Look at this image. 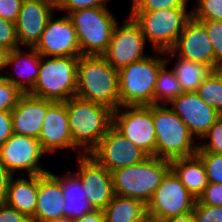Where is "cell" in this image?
<instances>
[{"label": "cell", "mask_w": 222, "mask_h": 222, "mask_svg": "<svg viewBox=\"0 0 222 222\" xmlns=\"http://www.w3.org/2000/svg\"><path fill=\"white\" fill-rule=\"evenodd\" d=\"M73 144L89 154L113 126V112L106 105L72 97L66 101Z\"/></svg>", "instance_id": "obj_1"}, {"label": "cell", "mask_w": 222, "mask_h": 222, "mask_svg": "<svg viewBox=\"0 0 222 222\" xmlns=\"http://www.w3.org/2000/svg\"><path fill=\"white\" fill-rule=\"evenodd\" d=\"M76 97L116 110L120 107L118 70L103 55H81Z\"/></svg>", "instance_id": "obj_2"}, {"label": "cell", "mask_w": 222, "mask_h": 222, "mask_svg": "<svg viewBox=\"0 0 222 222\" xmlns=\"http://www.w3.org/2000/svg\"><path fill=\"white\" fill-rule=\"evenodd\" d=\"M154 52L118 71L120 106L154 105L157 75L166 64L165 52Z\"/></svg>", "instance_id": "obj_3"}, {"label": "cell", "mask_w": 222, "mask_h": 222, "mask_svg": "<svg viewBox=\"0 0 222 222\" xmlns=\"http://www.w3.org/2000/svg\"><path fill=\"white\" fill-rule=\"evenodd\" d=\"M167 104L152 105L156 131V157L172 160L196 155L198 141ZM197 142V143H196Z\"/></svg>", "instance_id": "obj_4"}, {"label": "cell", "mask_w": 222, "mask_h": 222, "mask_svg": "<svg viewBox=\"0 0 222 222\" xmlns=\"http://www.w3.org/2000/svg\"><path fill=\"white\" fill-rule=\"evenodd\" d=\"M170 170V160L148 156L138 164L111 172L114 193L147 204Z\"/></svg>", "instance_id": "obj_5"}, {"label": "cell", "mask_w": 222, "mask_h": 222, "mask_svg": "<svg viewBox=\"0 0 222 222\" xmlns=\"http://www.w3.org/2000/svg\"><path fill=\"white\" fill-rule=\"evenodd\" d=\"M79 57L41 56L37 82L29 94L51 100L65 102L76 96Z\"/></svg>", "instance_id": "obj_6"}, {"label": "cell", "mask_w": 222, "mask_h": 222, "mask_svg": "<svg viewBox=\"0 0 222 222\" xmlns=\"http://www.w3.org/2000/svg\"><path fill=\"white\" fill-rule=\"evenodd\" d=\"M108 7L79 9L68 14L78 38L81 55H103L119 22Z\"/></svg>", "instance_id": "obj_7"}, {"label": "cell", "mask_w": 222, "mask_h": 222, "mask_svg": "<svg viewBox=\"0 0 222 222\" xmlns=\"http://www.w3.org/2000/svg\"><path fill=\"white\" fill-rule=\"evenodd\" d=\"M153 51H168L192 17L191 9H160L152 12H129Z\"/></svg>", "instance_id": "obj_8"}, {"label": "cell", "mask_w": 222, "mask_h": 222, "mask_svg": "<svg viewBox=\"0 0 222 222\" xmlns=\"http://www.w3.org/2000/svg\"><path fill=\"white\" fill-rule=\"evenodd\" d=\"M113 127L148 156L156 157L152 105L120 106L113 112Z\"/></svg>", "instance_id": "obj_9"}, {"label": "cell", "mask_w": 222, "mask_h": 222, "mask_svg": "<svg viewBox=\"0 0 222 222\" xmlns=\"http://www.w3.org/2000/svg\"><path fill=\"white\" fill-rule=\"evenodd\" d=\"M195 202L196 199L170 170L146 204V212L150 217L165 220L193 211Z\"/></svg>", "instance_id": "obj_10"}, {"label": "cell", "mask_w": 222, "mask_h": 222, "mask_svg": "<svg viewBox=\"0 0 222 222\" xmlns=\"http://www.w3.org/2000/svg\"><path fill=\"white\" fill-rule=\"evenodd\" d=\"M117 22L113 28L111 41L103 54L107 62L116 70H120L133 62L144 59L145 37L137 23L128 15L123 24Z\"/></svg>", "instance_id": "obj_11"}, {"label": "cell", "mask_w": 222, "mask_h": 222, "mask_svg": "<svg viewBox=\"0 0 222 222\" xmlns=\"http://www.w3.org/2000/svg\"><path fill=\"white\" fill-rule=\"evenodd\" d=\"M47 154L41 147L38 139L12 134V136L0 146V160L6 168L16 175L17 171H26L28 175H39L49 172L40 164L43 155Z\"/></svg>", "instance_id": "obj_12"}, {"label": "cell", "mask_w": 222, "mask_h": 222, "mask_svg": "<svg viewBox=\"0 0 222 222\" xmlns=\"http://www.w3.org/2000/svg\"><path fill=\"white\" fill-rule=\"evenodd\" d=\"M110 173L144 161L148 155L120 134L113 126L89 153Z\"/></svg>", "instance_id": "obj_13"}, {"label": "cell", "mask_w": 222, "mask_h": 222, "mask_svg": "<svg viewBox=\"0 0 222 222\" xmlns=\"http://www.w3.org/2000/svg\"><path fill=\"white\" fill-rule=\"evenodd\" d=\"M55 13L49 18L40 40L33 47L40 56L80 57L78 38L68 15L55 19Z\"/></svg>", "instance_id": "obj_14"}, {"label": "cell", "mask_w": 222, "mask_h": 222, "mask_svg": "<svg viewBox=\"0 0 222 222\" xmlns=\"http://www.w3.org/2000/svg\"><path fill=\"white\" fill-rule=\"evenodd\" d=\"M77 160L78 171L74 173L82 182L87 199L95 209L103 210L115 195L112 174L89 154L79 155Z\"/></svg>", "instance_id": "obj_15"}, {"label": "cell", "mask_w": 222, "mask_h": 222, "mask_svg": "<svg viewBox=\"0 0 222 222\" xmlns=\"http://www.w3.org/2000/svg\"><path fill=\"white\" fill-rule=\"evenodd\" d=\"M188 127L197 141L221 116L214 108L208 106L196 92H183L168 104Z\"/></svg>", "instance_id": "obj_16"}, {"label": "cell", "mask_w": 222, "mask_h": 222, "mask_svg": "<svg viewBox=\"0 0 222 222\" xmlns=\"http://www.w3.org/2000/svg\"><path fill=\"white\" fill-rule=\"evenodd\" d=\"M57 6L47 0H23L15 22L20 47H34L40 40L49 18Z\"/></svg>", "instance_id": "obj_17"}, {"label": "cell", "mask_w": 222, "mask_h": 222, "mask_svg": "<svg viewBox=\"0 0 222 222\" xmlns=\"http://www.w3.org/2000/svg\"><path fill=\"white\" fill-rule=\"evenodd\" d=\"M170 51L177 57L199 62L214 70V49L205 26L191 17Z\"/></svg>", "instance_id": "obj_18"}, {"label": "cell", "mask_w": 222, "mask_h": 222, "mask_svg": "<svg viewBox=\"0 0 222 222\" xmlns=\"http://www.w3.org/2000/svg\"><path fill=\"white\" fill-rule=\"evenodd\" d=\"M42 149L52 154L62 149L83 153L73 144L65 102H54L47 110L38 138Z\"/></svg>", "instance_id": "obj_19"}, {"label": "cell", "mask_w": 222, "mask_h": 222, "mask_svg": "<svg viewBox=\"0 0 222 222\" xmlns=\"http://www.w3.org/2000/svg\"><path fill=\"white\" fill-rule=\"evenodd\" d=\"M53 103L51 100L23 93L11 111L13 133L38 139L46 112Z\"/></svg>", "instance_id": "obj_20"}, {"label": "cell", "mask_w": 222, "mask_h": 222, "mask_svg": "<svg viewBox=\"0 0 222 222\" xmlns=\"http://www.w3.org/2000/svg\"><path fill=\"white\" fill-rule=\"evenodd\" d=\"M24 51L28 52L25 54ZM24 51L22 47L8 51L5 71H9L7 68L12 67L10 70H15V72L17 70V74L9 71L3 76L23 93H29L39 76L41 56L33 47H26Z\"/></svg>", "instance_id": "obj_21"}, {"label": "cell", "mask_w": 222, "mask_h": 222, "mask_svg": "<svg viewBox=\"0 0 222 222\" xmlns=\"http://www.w3.org/2000/svg\"><path fill=\"white\" fill-rule=\"evenodd\" d=\"M64 203L61 175L51 171L39 174L37 204L31 222H46L63 217Z\"/></svg>", "instance_id": "obj_22"}, {"label": "cell", "mask_w": 222, "mask_h": 222, "mask_svg": "<svg viewBox=\"0 0 222 222\" xmlns=\"http://www.w3.org/2000/svg\"><path fill=\"white\" fill-rule=\"evenodd\" d=\"M21 176L11 178L5 204L31 219L36 210L39 175H28L26 178L22 172Z\"/></svg>", "instance_id": "obj_23"}, {"label": "cell", "mask_w": 222, "mask_h": 222, "mask_svg": "<svg viewBox=\"0 0 222 222\" xmlns=\"http://www.w3.org/2000/svg\"><path fill=\"white\" fill-rule=\"evenodd\" d=\"M61 189L65 200L63 217L75 220L95 210L87 199L82 182L73 171L61 174Z\"/></svg>", "instance_id": "obj_24"}, {"label": "cell", "mask_w": 222, "mask_h": 222, "mask_svg": "<svg viewBox=\"0 0 222 222\" xmlns=\"http://www.w3.org/2000/svg\"><path fill=\"white\" fill-rule=\"evenodd\" d=\"M171 170L190 194L198 199L208 184L205 167L197 156L175 158L170 161Z\"/></svg>", "instance_id": "obj_25"}, {"label": "cell", "mask_w": 222, "mask_h": 222, "mask_svg": "<svg viewBox=\"0 0 222 222\" xmlns=\"http://www.w3.org/2000/svg\"><path fill=\"white\" fill-rule=\"evenodd\" d=\"M170 58H176L171 70L177 77L183 92H196L199 85L212 71L207 65L177 57L170 50L165 51L166 64H169Z\"/></svg>", "instance_id": "obj_26"}, {"label": "cell", "mask_w": 222, "mask_h": 222, "mask_svg": "<svg viewBox=\"0 0 222 222\" xmlns=\"http://www.w3.org/2000/svg\"><path fill=\"white\" fill-rule=\"evenodd\" d=\"M103 212L106 222H142L147 216L145 203L119 195H114Z\"/></svg>", "instance_id": "obj_27"}, {"label": "cell", "mask_w": 222, "mask_h": 222, "mask_svg": "<svg viewBox=\"0 0 222 222\" xmlns=\"http://www.w3.org/2000/svg\"><path fill=\"white\" fill-rule=\"evenodd\" d=\"M165 64L158 72L154 89V104H168L183 93L174 72Z\"/></svg>", "instance_id": "obj_28"}, {"label": "cell", "mask_w": 222, "mask_h": 222, "mask_svg": "<svg viewBox=\"0 0 222 222\" xmlns=\"http://www.w3.org/2000/svg\"><path fill=\"white\" fill-rule=\"evenodd\" d=\"M196 93L222 115V68L212 70L197 88Z\"/></svg>", "instance_id": "obj_29"}, {"label": "cell", "mask_w": 222, "mask_h": 222, "mask_svg": "<svg viewBox=\"0 0 222 222\" xmlns=\"http://www.w3.org/2000/svg\"><path fill=\"white\" fill-rule=\"evenodd\" d=\"M199 141L197 153L222 154V115Z\"/></svg>", "instance_id": "obj_30"}, {"label": "cell", "mask_w": 222, "mask_h": 222, "mask_svg": "<svg viewBox=\"0 0 222 222\" xmlns=\"http://www.w3.org/2000/svg\"><path fill=\"white\" fill-rule=\"evenodd\" d=\"M189 0H133L130 12H152L160 9H187Z\"/></svg>", "instance_id": "obj_31"}, {"label": "cell", "mask_w": 222, "mask_h": 222, "mask_svg": "<svg viewBox=\"0 0 222 222\" xmlns=\"http://www.w3.org/2000/svg\"><path fill=\"white\" fill-rule=\"evenodd\" d=\"M191 13L197 21H222V0H197Z\"/></svg>", "instance_id": "obj_32"}, {"label": "cell", "mask_w": 222, "mask_h": 222, "mask_svg": "<svg viewBox=\"0 0 222 222\" xmlns=\"http://www.w3.org/2000/svg\"><path fill=\"white\" fill-rule=\"evenodd\" d=\"M206 28L214 49V70L222 68V21H200Z\"/></svg>", "instance_id": "obj_33"}, {"label": "cell", "mask_w": 222, "mask_h": 222, "mask_svg": "<svg viewBox=\"0 0 222 222\" xmlns=\"http://www.w3.org/2000/svg\"><path fill=\"white\" fill-rule=\"evenodd\" d=\"M196 155L205 167L208 183L222 184V154L196 153Z\"/></svg>", "instance_id": "obj_34"}, {"label": "cell", "mask_w": 222, "mask_h": 222, "mask_svg": "<svg viewBox=\"0 0 222 222\" xmlns=\"http://www.w3.org/2000/svg\"><path fill=\"white\" fill-rule=\"evenodd\" d=\"M22 94L23 92L3 75L0 76V111H12Z\"/></svg>", "instance_id": "obj_35"}, {"label": "cell", "mask_w": 222, "mask_h": 222, "mask_svg": "<svg viewBox=\"0 0 222 222\" xmlns=\"http://www.w3.org/2000/svg\"><path fill=\"white\" fill-rule=\"evenodd\" d=\"M193 213L196 222H222V207L202 204L197 199Z\"/></svg>", "instance_id": "obj_36"}, {"label": "cell", "mask_w": 222, "mask_h": 222, "mask_svg": "<svg viewBox=\"0 0 222 222\" xmlns=\"http://www.w3.org/2000/svg\"><path fill=\"white\" fill-rule=\"evenodd\" d=\"M0 46L8 51L20 48L15 23L0 17Z\"/></svg>", "instance_id": "obj_37"}, {"label": "cell", "mask_w": 222, "mask_h": 222, "mask_svg": "<svg viewBox=\"0 0 222 222\" xmlns=\"http://www.w3.org/2000/svg\"><path fill=\"white\" fill-rule=\"evenodd\" d=\"M109 0H61L57 5V11L66 12L64 14L72 13L79 9L107 7Z\"/></svg>", "instance_id": "obj_38"}, {"label": "cell", "mask_w": 222, "mask_h": 222, "mask_svg": "<svg viewBox=\"0 0 222 222\" xmlns=\"http://www.w3.org/2000/svg\"><path fill=\"white\" fill-rule=\"evenodd\" d=\"M197 200L202 204L222 207V184L208 183Z\"/></svg>", "instance_id": "obj_39"}, {"label": "cell", "mask_w": 222, "mask_h": 222, "mask_svg": "<svg viewBox=\"0 0 222 222\" xmlns=\"http://www.w3.org/2000/svg\"><path fill=\"white\" fill-rule=\"evenodd\" d=\"M23 0H0V17L15 23Z\"/></svg>", "instance_id": "obj_40"}, {"label": "cell", "mask_w": 222, "mask_h": 222, "mask_svg": "<svg viewBox=\"0 0 222 222\" xmlns=\"http://www.w3.org/2000/svg\"><path fill=\"white\" fill-rule=\"evenodd\" d=\"M0 222H31V219L26 214L3 203L0 204Z\"/></svg>", "instance_id": "obj_41"}, {"label": "cell", "mask_w": 222, "mask_h": 222, "mask_svg": "<svg viewBox=\"0 0 222 222\" xmlns=\"http://www.w3.org/2000/svg\"><path fill=\"white\" fill-rule=\"evenodd\" d=\"M13 134L11 111H0V146Z\"/></svg>", "instance_id": "obj_42"}, {"label": "cell", "mask_w": 222, "mask_h": 222, "mask_svg": "<svg viewBox=\"0 0 222 222\" xmlns=\"http://www.w3.org/2000/svg\"><path fill=\"white\" fill-rule=\"evenodd\" d=\"M12 173L0 160V204L5 203Z\"/></svg>", "instance_id": "obj_43"}, {"label": "cell", "mask_w": 222, "mask_h": 222, "mask_svg": "<svg viewBox=\"0 0 222 222\" xmlns=\"http://www.w3.org/2000/svg\"><path fill=\"white\" fill-rule=\"evenodd\" d=\"M72 222H106L103 210L95 209L92 212L86 213L79 219L72 220Z\"/></svg>", "instance_id": "obj_44"}, {"label": "cell", "mask_w": 222, "mask_h": 222, "mask_svg": "<svg viewBox=\"0 0 222 222\" xmlns=\"http://www.w3.org/2000/svg\"><path fill=\"white\" fill-rule=\"evenodd\" d=\"M163 221L164 222H196L193 211H191L187 214H184V215L173 216V217L167 218Z\"/></svg>", "instance_id": "obj_45"}, {"label": "cell", "mask_w": 222, "mask_h": 222, "mask_svg": "<svg viewBox=\"0 0 222 222\" xmlns=\"http://www.w3.org/2000/svg\"><path fill=\"white\" fill-rule=\"evenodd\" d=\"M7 54H8V50L5 49L3 46H0V76H2L6 70L5 67H6Z\"/></svg>", "instance_id": "obj_46"}, {"label": "cell", "mask_w": 222, "mask_h": 222, "mask_svg": "<svg viewBox=\"0 0 222 222\" xmlns=\"http://www.w3.org/2000/svg\"><path fill=\"white\" fill-rule=\"evenodd\" d=\"M142 222H164L162 219H156L150 216H146Z\"/></svg>", "instance_id": "obj_47"}, {"label": "cell", "mask_w": 222, "mask_h": 222, "mask_svg": "<svg viewBox=\"0 0 222 222\" xmlns=\"http://www.w3.org/2000/svg\"><path fill=\"white\" fill-rule=\"evenodd\" d=\"M46 222H72V219L66 218V217H60L58 219L49 220V221H46Z\"/></svg>", "instance_id": "obj_48"}, {"label": "cell", "mask_w": 222, "mask_h": 222, "mask_svg": "<svg viewBox=\"0 0 222 222\" xmlns=\"http://www.w3.org/2000/svg\"><path fill=\"white\" fill-rule=\"evenodd\" d=\"M47 1H50L57 6L61 0H47Z\"/></svg>", "instance_id": "obj_49"}]
</instances>
